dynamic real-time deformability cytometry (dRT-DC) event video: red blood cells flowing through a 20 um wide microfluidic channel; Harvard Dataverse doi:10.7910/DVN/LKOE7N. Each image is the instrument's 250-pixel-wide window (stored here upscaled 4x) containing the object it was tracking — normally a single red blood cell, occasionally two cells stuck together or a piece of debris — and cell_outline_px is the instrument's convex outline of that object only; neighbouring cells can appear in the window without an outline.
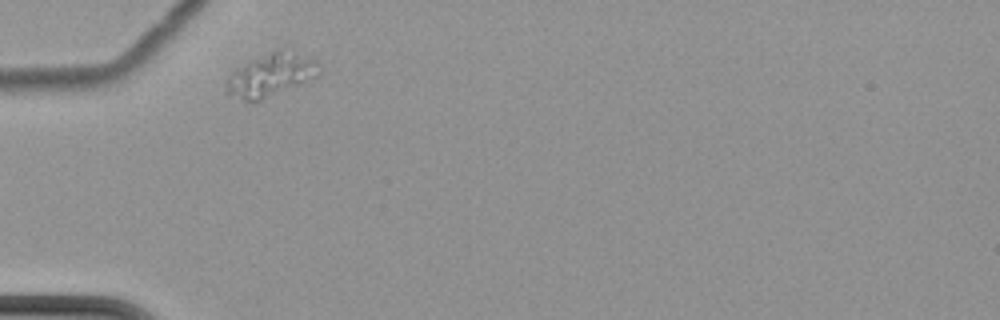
{"species": "common noctule bat (a hibernating species)", "species_latin": "Nyctalus noctula", "temperature_condition": "cold", "stored_images_in_passage": 2, "camera_frame_rate_fps": 3000, "um_per_image_px": 0.085, "animal": {"sex": "female", "body_mass_g": 22.7, "forearm_length_mm": 54.2}, "frame": {"image": 1, "passage_image": 1, "time_ms": 0.0, "image_size_px": [1000, 320], "cell_outline_px": [[320, 72], [316, 76], [260, 100], [244, 100], [224, 92], [228, 76], [232, 72], [252, 60], [280, 48], [316, 60]], "centroid_in_image_um": [22.99, 6.37], "position_along_channel_um": 62.0, "area_um2": 22.2}}
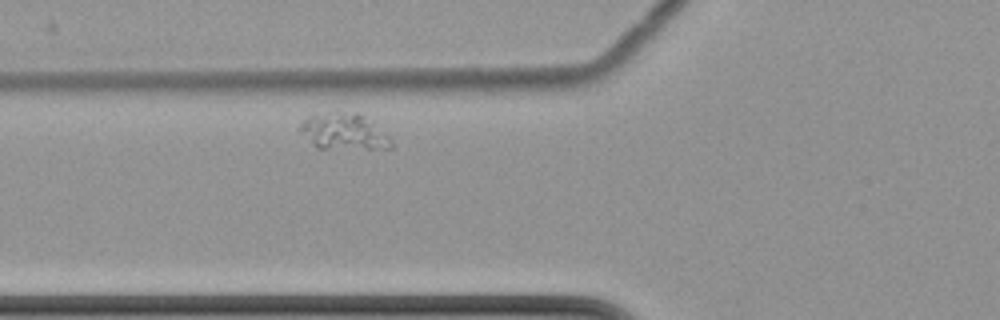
{"frame": {"image": 2, "passage_image": 2, "time_ms": 1.333, "image_size_px": [1000, 320], "cell_outline_px": [[392, 148], [316, 148], [296, 128], [308, 116], [356, 112], [360, 112], [372, 120], [392, 140]], "centroid_in_image_um": [29.24, 11.19], "position_along_channel_um": 96.6, "area_um2": 19.02}}